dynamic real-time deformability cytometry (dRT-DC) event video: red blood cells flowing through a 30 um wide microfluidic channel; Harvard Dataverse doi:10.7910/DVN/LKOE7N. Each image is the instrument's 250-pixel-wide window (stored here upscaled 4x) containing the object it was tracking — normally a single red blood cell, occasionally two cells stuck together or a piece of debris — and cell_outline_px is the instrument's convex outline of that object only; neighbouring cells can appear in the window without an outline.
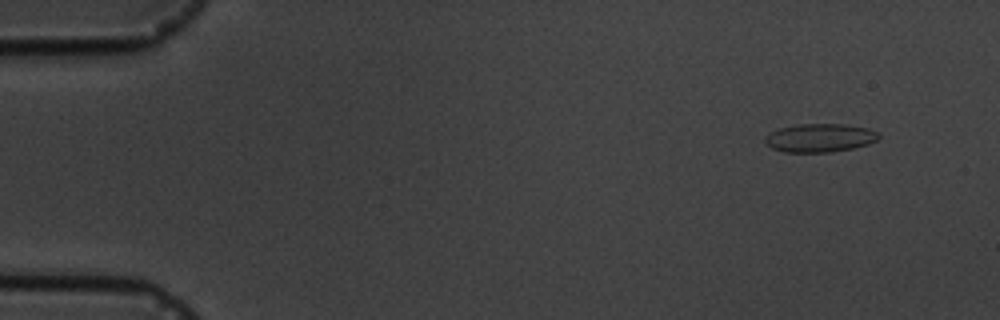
{"species": "common noctule bat (a hibernating species)", "species_latin": "Nyctalus noctula", "temperature_condition": "cold", "stored_images_in_passage": 7, "camera_frame_rate_fps": 3000, "um_per_image_px": 0.085, "animal": {"sex": "male", "body_mass_g": 19.5, "forearm_length_mm": 54.6}, "frame": {"image": 1, "passage_image": 1, "time_ms": 0.0, "image_size_px": [1000, 320], "cell_outline_px": [[880, 136], [876, 140], [868, 144], [852, 148], [832, 152], [784, 152], [772, 148], [764, 140], [772, 132], [780, 128], [796, 124], [844, 124], [868, 128], [880, 132]], "centroid_in_image_um": [69.73, 11.71], "position_along_channel_um": 15.3, "area_um2": 18.73}}
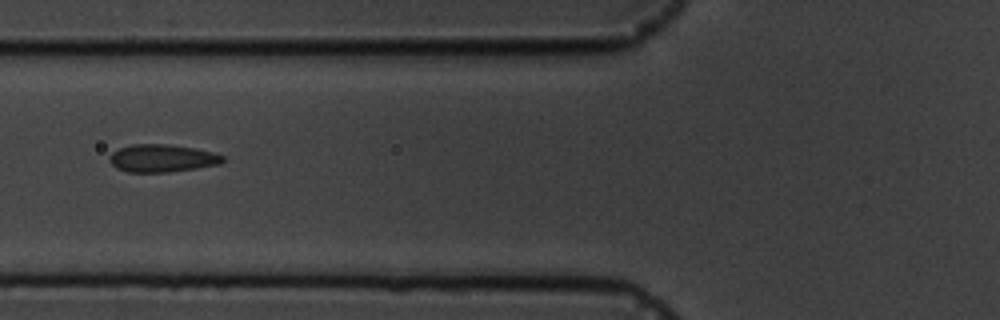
{"frame": {"image": 2, "passage_image": 6, "time_ms": 5.667, "image_size_px": [1000, 320], "cell_outline_px": [[228, 160], [220, 164], [196, 168], [168, 172], [128, 172], [116, 168], [108, 160], [108, 156], [112, 152], [120, 148], [132, 144], [164, 144], [196, 148], [212, 152], [224, 156]], "centroid_in_image_um": [13.79, 13.45], "position_along_channel_um": 112.0, "area_um2": 18.38}}
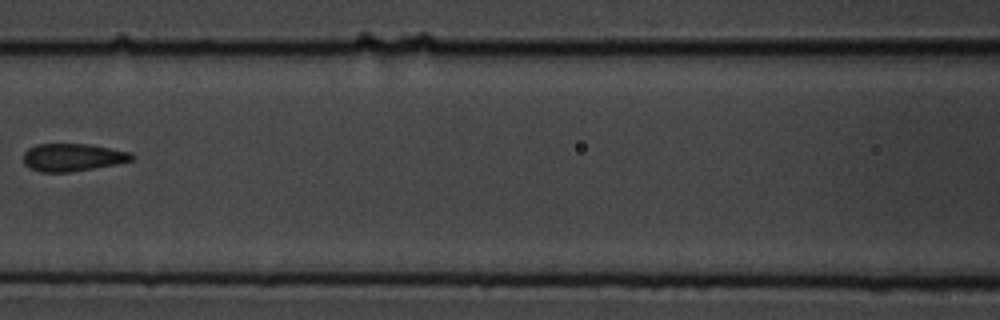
{"frame": {"image": 3, "passage_image": 7, "time_ms": 7.0, "image_size_px": [1000, 320], "cell_outline_px": [[136, 156], [132, 160], [116, 164], [68, 172], [40, 172], [28, 168], [24, 164], [24, 152], [28, 148], [36, 144], [88, 144], [112, 148], [132, 152]], "centroid_in_image_um": [6.17, 13.37], "position_along_channel_um": 160.4, "area_um2": 17.57}}